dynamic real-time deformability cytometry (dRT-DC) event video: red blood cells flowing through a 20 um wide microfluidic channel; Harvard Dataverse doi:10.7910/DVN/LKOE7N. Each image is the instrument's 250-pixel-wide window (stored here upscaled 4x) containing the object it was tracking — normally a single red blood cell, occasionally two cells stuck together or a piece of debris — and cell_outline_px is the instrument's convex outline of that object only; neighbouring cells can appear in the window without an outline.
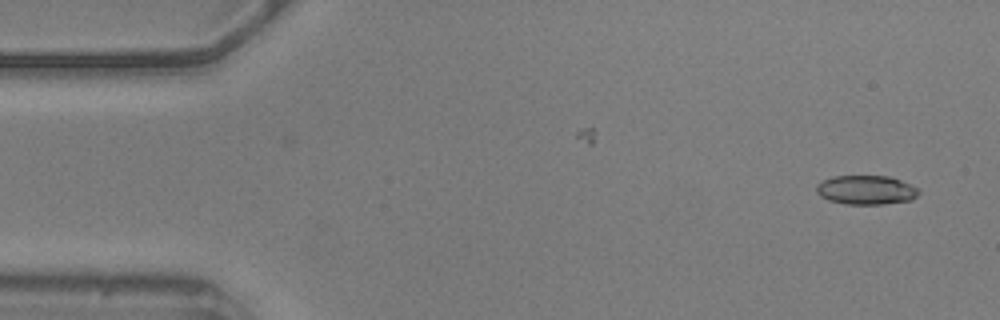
{"species": "common noctule bat (a hibernating species)", "species_latin": "Nyctalus noctula", "temperature_condition": "warm", "stored_images_in_passage": 14, "camera_frame_rate_fps": 3000, "um_per_image_px": 0.085, "animal": {"sex": "male", "body_mass_g": 20.5, "forearm_length_mm": 52.5}, "frame": {"image": 1, "passage_image": 2, "time_ms": 0.333, "image_size_px": [1000, 320], "cell_outline_px": [[920, 192], [912, 200], [884, 204], [844, 204], [828, 200], [820, 196], [816, 192], [816, 184], [832, 176], [888, 176], [900, 180], [916, 188]], "centroid_in_image_um": [73.58, 16.15], "position_along_channel_um": 11.4, "area_um2": 17.34}}